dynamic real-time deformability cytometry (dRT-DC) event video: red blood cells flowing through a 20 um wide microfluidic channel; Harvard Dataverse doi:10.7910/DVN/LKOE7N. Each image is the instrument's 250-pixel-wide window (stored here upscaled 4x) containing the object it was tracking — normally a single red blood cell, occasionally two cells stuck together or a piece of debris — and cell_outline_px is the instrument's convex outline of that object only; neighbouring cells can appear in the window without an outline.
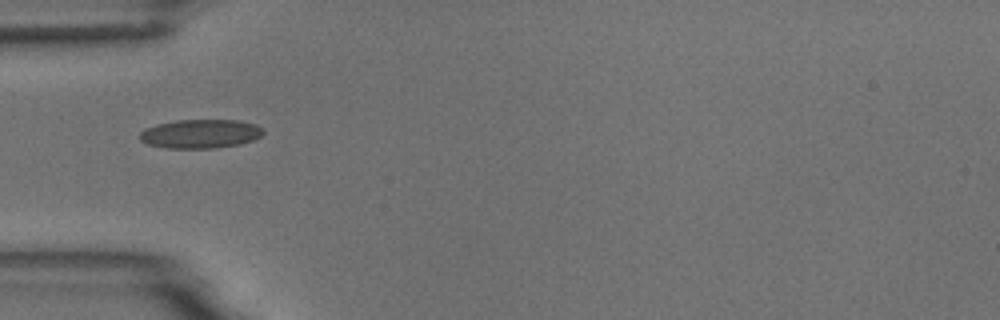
{"species": "common noctule bat (a hibernating species)", "species_latin": "Nyctalus noctula", "temperature_condition": "room temperature", "stored_images_in_passage": 10, "camera_frame_rate_fps": 3000, "um_per_image_px": 0.085, "animal": {"sex": "male", "body_mass_g": 18.8}, "frame": {"image": 1, "passage_image": 5, "time_ms": 5.0, "image_size_px": [1000, 320], "cell_outline_px": [[264, 132], [260, 136], [252, 140], [240, 144], [216, 148], [168, 148], [148, 144], [140, 140], [140, 132], [144, 128], [156, 124], [176, 120], [240, 120], [256, 124]], "centroid_in_image_um": [17.02, 11.36], "position_along_channel_um": 68.0, "area_um2": 20.81}}
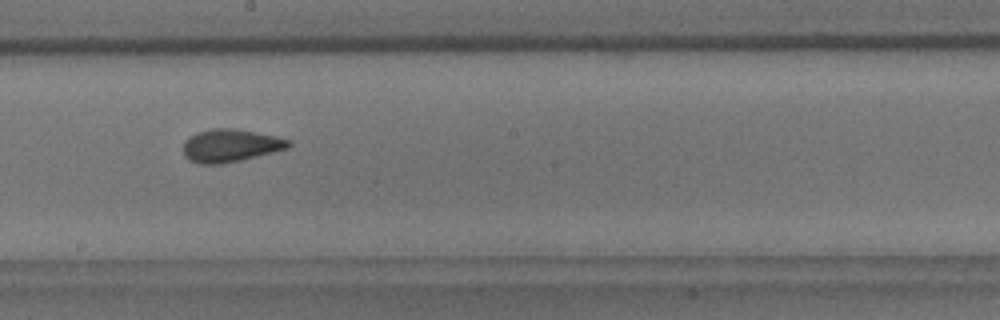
{"frame": {"image": 2, "passage_image": 9, "time_ms": 9.333, "image_size_px": [1000, 320], "cell_outline_px": [[292, 144], [288, 148], [240, 160], [220, 164], [196, 164], [188, 160], [184, 156], [184, 140], [196, 132], [212, 128], [232, 128], [276, 136], [292, 140]], "centroid_in_image_um": [19.56, 12.37], "position_along_channel_um": 228.6, "area_um2": 20.17}}
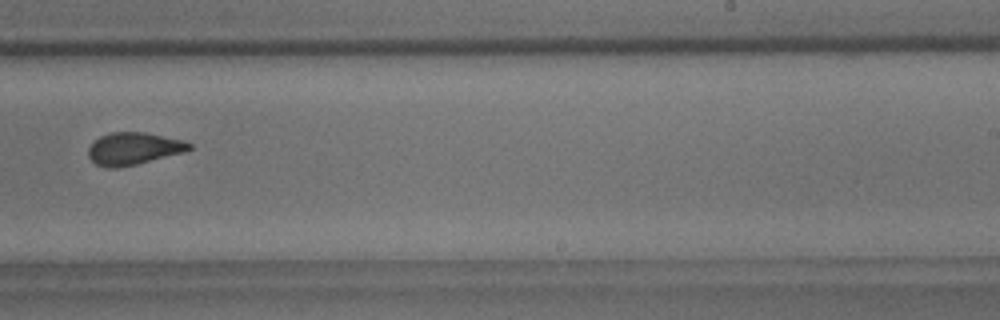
{"frame": {"image": 3, "passage_image": 10, "time_ms": 10.667, "image_size_px": [1000, 320], "cell_outline_px": [[192, 148], [184, 152], [136, 164], [116, 168], [108, 168], [96, 164], [88, 156], [88, 148], [100, 136], [112, 132], [144, 132], [184, 140], [192, 144]], "centroid_in_image_um": [11.36, 12.63], "position_along_channel_um": 277.6, "area_um2": 18.84}}